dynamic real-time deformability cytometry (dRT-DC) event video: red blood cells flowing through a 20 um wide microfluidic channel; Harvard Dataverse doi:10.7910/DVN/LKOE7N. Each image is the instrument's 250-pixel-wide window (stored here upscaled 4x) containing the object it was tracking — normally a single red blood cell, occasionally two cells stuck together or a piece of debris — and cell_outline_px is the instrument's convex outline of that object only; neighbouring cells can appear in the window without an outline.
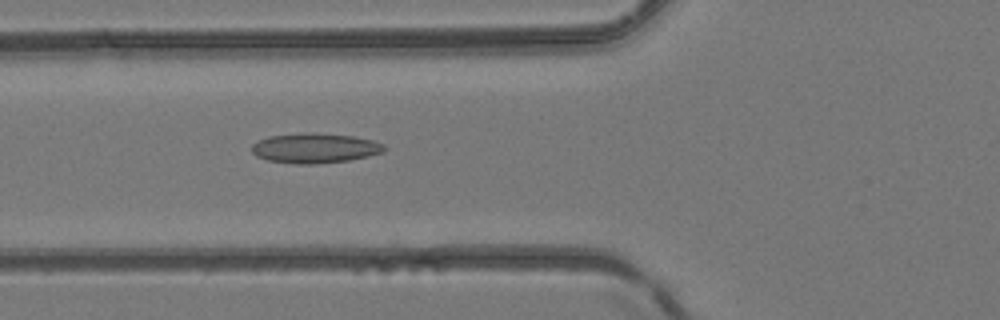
{"species": "common noctule bat (a hibernating species)", "species_latin": "Nyctalus noctula", "temperature_condition": "room temperature", "stored_images_in_passage": 44, "camera_frame_rate_fps": 3000, "um_per_image_px": 0.085, "animal": {"sex": "female", "body_mass_g": 24.6, "forearm_length_mm": 56.2}, "frame": {"image": 1, "passage_image": 14, "time_ms": 4.333, "image_size_px": [1000, 320], "cell_outline_px": [[388, 148], [384, 152], [368, 156], [348, 160], [316, 164], [296, 164], [268, 160], [256, 156], [252, 152], [252, 144], [268, 136], [300, 132], [316, 132], [352, 136], [372, 140], [384, 144]], "centroid_in_image_um": [26.78, 12.58], "position_along_channel_um": 99.0, "area_um2": 23.29}}
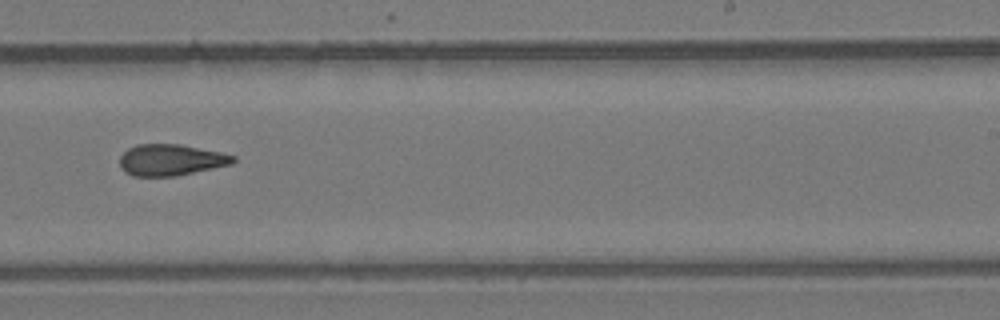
{"frame": {"image": 2, "passage_image": 26, "time_ms": 8.333, "image_size_px": [1000, 320], "cell_outline_px": [[236, 160], [232, 164], [176, 176], [132, 176], [124, 172], [120, 168], [120, 156], [128, 148], [136, 144], [180, 144], [220, 152], [236, 156]], "centroid_in_image_um": [14.5, 13.59], "position_along_channel_um": 274.5, "area_um2": 20.81}}
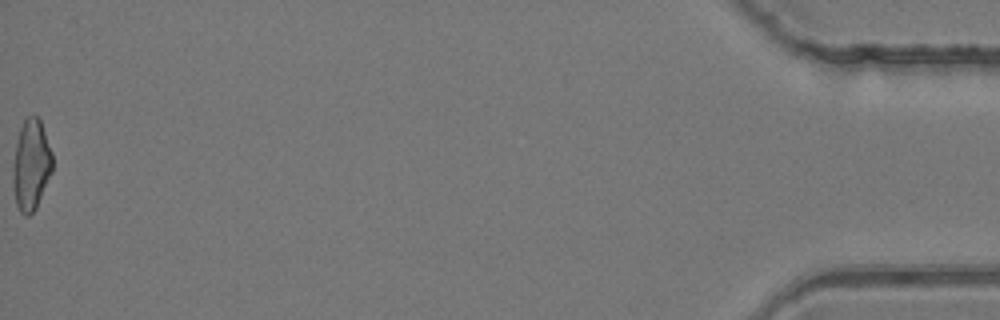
{"frame": {"image": 3, "passage_image": 44, "time_ms": 14.333, "image_size_px": [1000, 320], "cell_outline_px": [[52, 172], [36, 208], [28, 216], [24, 216], [20, 212], [16, 204], [12, 184], [12, 168], [16, 144], [20, 128], [24, 120], [32, 112], [40, 120], [52, 152]], "centroid_in_image_um": [2.63, 14.03], "position_along_channel_um": 432.6, "area_um2": 21.04}}